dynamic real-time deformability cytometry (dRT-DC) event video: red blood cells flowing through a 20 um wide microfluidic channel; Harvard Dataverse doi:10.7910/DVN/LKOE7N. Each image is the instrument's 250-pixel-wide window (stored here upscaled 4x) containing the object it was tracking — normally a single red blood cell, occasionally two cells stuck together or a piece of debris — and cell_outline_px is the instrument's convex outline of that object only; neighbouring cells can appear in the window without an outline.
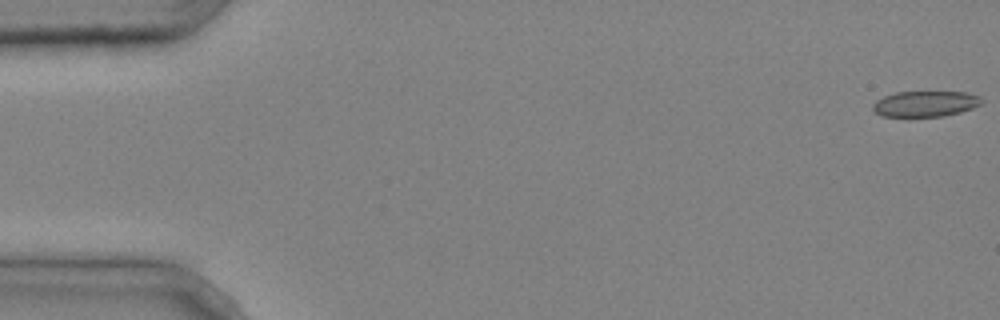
{"species": "common noctule bat (a hibernating species)", "species_latin": "Nyctalus noctula", "temperature_condition": "cold", "stored_images_in_passage": 5, "segment_of_instrument_passage": [2, 2], "camera_frame_rate_fps": 3000, "um_per_image_px": 0.085, "animal": {"sex": "male", "body_mass_g": 20.4}, "frame": {"image": 1, "passage_image": 5, "time_ms": 1.333, "image_size_px": [1000, 320], "cell_outline_px": [[984, 100], [980, 104], [972, 108], [960, 112], [944, 116], [884, 116], [876, 112], [872, 108], [872, 104], [876, 100], [884, 96], [896, 92], [964, 92], [980, 96]], "centroid_in_image_um": [78.66, 8.81], "position_along_channel_um": 6.3, "area_um2": 16.18}}